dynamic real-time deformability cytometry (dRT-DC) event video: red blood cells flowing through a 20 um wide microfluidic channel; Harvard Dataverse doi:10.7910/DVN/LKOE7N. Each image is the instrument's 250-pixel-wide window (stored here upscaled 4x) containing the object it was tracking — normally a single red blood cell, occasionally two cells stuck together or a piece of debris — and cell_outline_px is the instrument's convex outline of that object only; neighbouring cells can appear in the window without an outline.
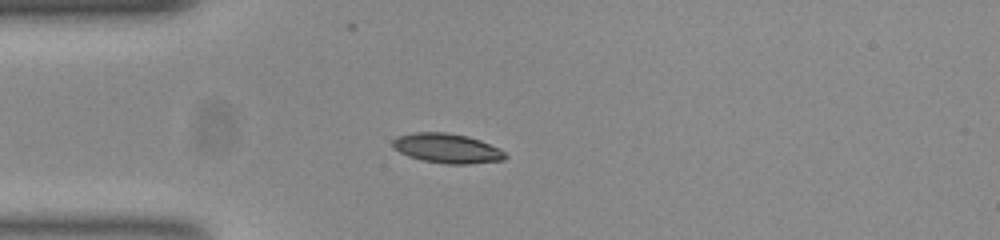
{"species": "common noctule bat (a hibernating species)", "species_latin": "Nyctalus noctula", "temperature_condition": "room temperature", "stored_images_in_passage": 41, "camera_frame_rate_fps": 3000, "um_per_image_px": 0.085, "animal": {"sex": "female", "body_mass_g": 23.0, "forearm_length_mm": 53.4}, "frame": {"image": 1, "passage_image": 1, "time_ms": 0.0, "image_size_px": [1000, 240], "cell_outline_px": [[508, 156], [504, 160], [468, 164], [444, 164], [424, 160], [408, 156], [392, 148], [392, 140], [400, 136], [412, 132], [448, 132], [468, 136], [480, 140], [500, 148]], "centroid_in_image_um": [38.01, 12.6], "position_along_channel_um": 47.0, "area_um2": 19.54}}
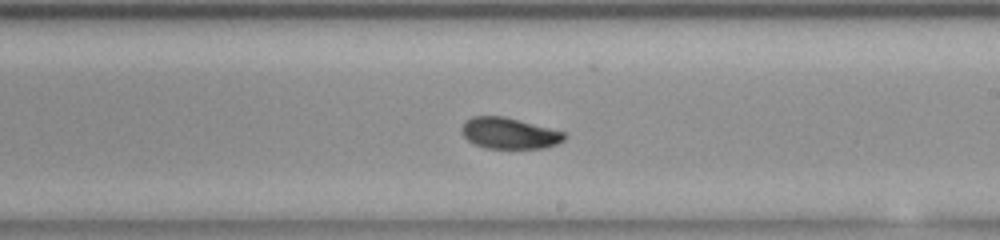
{"frame": {"image": 2, "passage_image": 18, "time_ms": 5.667, "image_size_px": [1000, 240], "cell_outline_px": [[568, 136], [564, 140], [556, 144], [544, 148], [484, 148], [468, 140], [460, 132], [460, 128], [464, 120], [472, 116], [504, 116], [568, 132]], "centroid_in_image_um": [43.3, 11.31], "position_along_channel_um": 245.7, "area_um2": 18.96}}
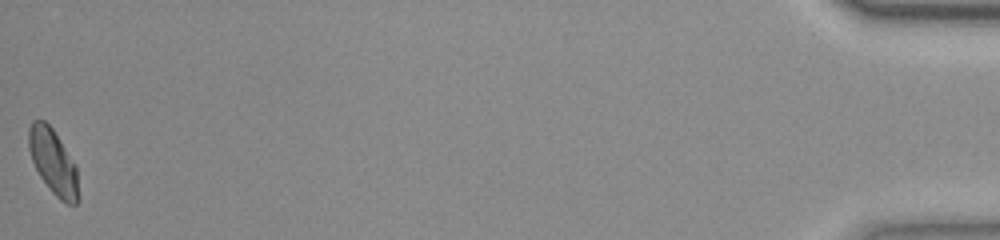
{"frame": {"image": 3, "passage_image": 41, "time_ms": 13.333, "image_size_px": [1000, 240], "cell_outline_px": [[80, 200], [76, 204], [68, 204], [60, 200], [52, 192], [40, 176], [32, 160], [28, 148], [28, 128], [32, 120], [44, 120], [52, 128], [76, 164], [80, 196]], "centroid_in_image_um": [4.54, 13.78], "position_along_channel_um": 430.7, "area_um2": 19.07}, "authors_computed_cell_mechanics": {"area_um2": 19.074, "velocity_mm_per_s": 3.7551, "shape_relaxation_time_tau1_ms": 2.708, "shape_relaxation_time_tau2_ms": 2.1898, "deformation_change_tau1": 0.1252, "deformation_change_tau2": 0.0461}}